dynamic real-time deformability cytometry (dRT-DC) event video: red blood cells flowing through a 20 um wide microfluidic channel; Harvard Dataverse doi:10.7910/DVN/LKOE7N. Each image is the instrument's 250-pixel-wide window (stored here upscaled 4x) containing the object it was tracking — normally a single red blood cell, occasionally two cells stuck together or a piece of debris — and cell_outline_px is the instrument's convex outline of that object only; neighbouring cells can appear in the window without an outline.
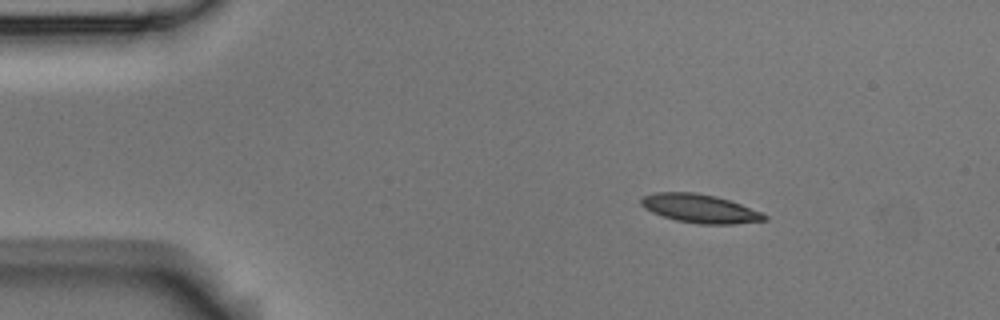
{"species": "Egyptian fruit bat (a non-hibernating species)", "species_latin": "Rousettus aegyptiacus", "temperature_condition": "room temperature", "stored_images_in_passage": 3, "camera_frame_rate_fps": 3000, "um_per_image_px": 0.085, "animal": {"sex": "male"}, "frame": {"image": 1, "passage_image": 1, "time_ms": 0.0, "image_size_px": [1000, 320], "cell_outline_px": [[768, 220], [732, 224], [700, 224], [676, 220], [652, 212], [644, 208], [640, 204], [640, 196], [656, 192], [696, 192], [716, 196], [740, 204], [760, 212], [768, 216]], "centroid_in_image_um": [59.46, 17.72], "position_along_channel_um": 25.5, "area_um2": 20.52}}